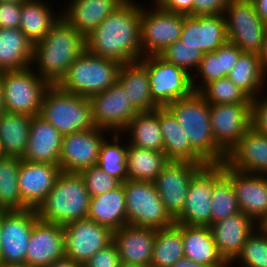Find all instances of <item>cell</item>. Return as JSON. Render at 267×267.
Masks as SVG:
<instances>
[{
    "instance_id": "obj_11",
    "label": "cell",
    "mask_w": 267,
    "mask_h": 267,
    "mask_svg": "<svg viewBox=\"0 0 267 267\" xmlns=\"http://www.w3.org/2000/svg\"><path fill=\"white\" fill-rule=\"evenodd\" d=\"M228 42L243 52L261 50L267 25L256 12L252 0H230L223 12Z\"/></svg>"
},
{
    "instance_id": "obj_29",
    "label": "cell",
    "mask_w": 267,
    "mask_h": 267,
    "mask_svg": "<svg viewBox=\"0 0 267 267\" xmlns=\"http://www.w3.org/2000/svg\"><path fill=\"white\" fill-rule=\"evenodd\" d=\"M242 53L238 46L230 42H226L214 52L204 53L196 74L192 76L194 91L199 92L211 81L227 77Z\"/></svg>"
},
{
    "instance_id": "obj_44",
    "label": "cell",
    "mask_w": 267,
    "mask_h": 267,
    "mask_svg": "<svg viewBox=\"0 0 267 267\" xmlns=\"http://www.w3.org/2000/svg\"><path fill=\"white\" fill-rule=\"evenodd\" d=\"M235 262H239L241 267H267V234L260 226L248 236L240 254L229 267L236 265Z\"/></svg>"
},
{
    "instance_id": "obj_39",
    "label": "cell",
    "mask_w": 267,
    "mask_h": 267,
    "mask_svg": "<svg viewBox=\"0 0 267 267\" xmlns=\"http://www.w3.org/2000/svg\"><path fill=\"white\" fill-rule=\"evenodd\" d=\"M184 257L183 225L175 223L157 229L153 244L151 267H171Z\"/></svg>"
},
{
    "instance_id": "obj_36",
    "label": "cell",
    "mask_w": 267,
    "mask_h": 267,
    "mask_svg": "<svg viewBox=\"0 0 267 267\" xmlns=\"http://www.w3.org/2000/svg\"><path fill=\"white\" fill-rule=\"evenodd\" d=\"M130 135L129 144L140 148L164 152L162 131L159 125L158 108L138 112L122 131Z\"/></svg>"
},
{
    "instance_id": "obj_57",
    "label": "cell",
    "mask_w": 267,
    "mask_h": 267,
    "mask_svg": "<svg viewBox=\"0 0 267 267\" xmlns=\"http://www.w3.org/2000/svg\"><path fill=\"white\" fill-rule=\"evenodd\" d=\"M0 267H38V266H32L28 265L27 263H21V264H1Z\"/></svg>"
},
{
    "instance_id": "obj_14",
    "label": "cell",
    "mask_w": 267,
    "mask_h": 267,
    "mask_svg": "<svg viewBox=\"0 0 267 267\" xmlns=\"http://www.w3.org/2000/svg\"><path fill=\"white\" fill-rule=\"evenodd\" d=\"M95 126L112 133H122L138 111L129 103L127 92L117 80L104 92L89 97Z\"/></svg>"
},
{
    "instance_id": "obj_54",
    "label": "cell",
    "mask_w": 267,
    "mask_h": 267,
    "mask_svg": "<svg viewBox=\"0 0 267 267\" xmlns=\"http://www.w3.org/2000/svg\"><path fill=\"white\" fill-rule=\"evenodd\" d=\"M82 264L75 262L74 260L64 257L62 259L54 261L47 267H81Z\"/></svg>"
},
{
    "instance_id": "obj_56",
    "label": "cell",
    "mask_w": 267,
    "mask_h": 267,
    "mask_svg": "<svg viewBox=\"0 0 267 267\" xmlns=\"http://www.w3.org/2000/svg\"><path fill=\"white\" fill-rule=\"evenodd\" d=\"M5 112L4 102H3V91H2V81L0 78V115Z\"/></svg>"
},
{
    "instance_id": "obj_4",
    "label": "cell",
    "mask_w": 267,
    "mask_h": 267,
    "mask_svg": "<svg viewBox=\"0 0 267 267\" xmlns=\"http://www.w3.org/2000/svg\"><path fill=\"white\" fill-rule=\"evenodd\" d=\"M90 195L80 173L61 171L54 187L35 209L42 221L65 225L85 219Z\"/></svg>"
},
{
    "instance_id": "obj_2",
    "label": "cell",
    "mask_w": 267,
    "mask_h": 267,
    "mask_svg": "<svg viewBox=\"0 0 267 267\" xmlns=\"http://www.w3.org/2000/svg\"><path fill=\"white\" fill-rule=\"evenodd\" d=\"M85 50L86 38L61 16L48 34L34 44L31 66H36L35 73L49 85H58Z\"/></svg>"
},
{
    "instance_id": "obj_55",
    "label": "cell",
    "mask_w": 267,
    "mask_h": 267,
    "mask_svg": "<svg viewBox=\"0 0 267 267\" xmlns=\"http://www.w3.org/2000/svg\"><path fill=\"white\" fill-rule=\"evenodd\" d=\"M171 267H206V266L194 262L186 257H182L178 261H176L175 264Z\"/></svg>"
},
{
    "instance_id": "obj_20",
    "label": "cell",
    "mask_w": 267,
    "mask_h": 267,
    "mask_svg": "<svg viewBox=\"0 0 267 267\" xmlns=\"http://www.w3.org/2000/svg\"><path fill=\"white\" fill-rule=\"evenodd\" d=\"M179 40L203 53L214 52L228 42L224 15L191 16L183 14V28Z\"/></svg>"
},
{
    "instance_id": "obj_6",
    "label": "cell",
    "mask_w": 267,
    "mask_h": 267,
    "mask_svg": "<svg viewBox=\"0 0 267 267\" xmlns=\"http://www.w3.org/2000/svg\"><path fill=\"white\" fill-rule=\"evenodd\" d=\"M120 63L85 50L70 66L58 86L66 92L90 97L117 81Z\"/></svg>"
},
{
    "instance_id": "obj_48",
    "label": "cell",
    "mask_w": 267,
    "mask_h": 267,
    "mask_svg": "<svg viewBox=\"0 0 267 267\" xmlns=\"http://www.w3.org/2000/svg\"><path fill=\"white\" fill-rule=\"evenodd\" d=\"M267 94V93H266ZM251 127L267 136V96L258 95L251 103Z\"/></svg>"
},
{
    "instance_id": "obj_40",
    "label": "cell",
    "mask_w": 267,
    "mask_h": 267,
    "mask_svg": "<svg viewBox=\"0 0 267 267\" xmlns=\"http://www.w3.org/2000/svg\"><path fill=\"white\" fill-rule=\"evenodd\" d=\"M20 158L0 155V211L25 210L18 186Z\"/></svg>"
},
{
    "instance_id": "obj_31",
    "label": "cell",
    "mask_w": 267,
    "mask_h": 267,
    "mask_svg": "<svg viewBox=\"0 0 267 267\" xmlns=\"http://www.w3.org/2000/svg\"><path fill=\"white\" fill-rule=\"evenodd\" d=\"M88 219L112 231L127 225L124 184L103 194L90 197Z\"/></svg>"
},
{
    "instance_id": "obj_5",
    "label": "cell",
    "mask_w": 267,
    "mask_h": 267,
    "mask_svg": "<svg viewBox=\"0 0 267 267\" xmlns=\"http://www.w3.org/2000/svg\"><path fill=\"white\" fill-rule=\"evenodd\" d=\"M40 116L62 136L96 127L89 98L63 91L58 85L46 89Z\"/></svg>"
},
{
    "instance_id": "obj_42",
    "label": "cell",
    "mask_w": 267,
    "mask_h": 267,
    "mask_svg": "<svg viewBox=\"0 0 267 267\" xmlns=\"http://www.w3.org/2000/svg\"><path fill=\"white\" fill-rule=\"evenodd\" d=\"M210 105L252 103V99L228 77L206 84L198 92Z\"/></svg>"
},
{
    "instance_id": "obj_27",
    "label": "cell",
    "mask_w": 267,
    "mask_h": 267,
    "mask_svg": "<svg viewBox=\"0 0 267 267\" xmlns=\"http://www.w3.org/2000/svg\"><path fill=\"white\" fill-rule=\"evenodd\" d=\"M125 0H70L62 16L85 38Z\"/></svg>"
},
{
    "instance_id": "obj_35",
    "label": "cell",
    "mask_w": 267,
    "mask_h": 267,
    "mask_svg": "<svg viewBox=\"0 0 267 267\" xmlns=\"http://www.w3.org/2000/svg\"><path fill=\"white\" fill-rule=\"evenodd\" d=\"M32 116L4 112L0 115V155L22 158L25 154Z\"/></svg>"
},
{
    "instance_id": "obj_49",
    "label": "cell",
    "mask_w": 267,
    "mask_h": 267,
    "mask_svg": "<svg viewBox=\"0 0 267 267\" xmlns=\"http://www.w3.org/2000/svg\"><path fill=\"white\" fill-rule=\"evenodd\" d=\"M21 3L0 2V28H19Z\"/></svg>"
},
{
    "instance_id": "obj_52",
    "label": "cell",
    "mask_w": 267,
    "mask_h": 267,
    "mask_svg": "<svg viewBox=\"0 0 267 267\" xmlns=\"http://www.w3.org/2000/svg\"><path fill=\"white\" fill-rule=\"evenodd\" d=\"M252 2L255 5L256 12L267 25V0H252Z\"/></svg>"
},
{
    "instance_id": "obj_23",
    "label": "cell",
    "mask_w": 267,
    "mask_h": 267,
    "mask_svg": "<svg viewBox=\"0 0 267 267\" xmlns=\"http://www.w3.org/2000/svg\"><path fill=\"white\" fill-rule=\"evenodd\" d=\"M59 164L30 162L20 158L18 186L22 201L36 209L54 187L60 174Z\"/></svg>"
},
{
    "instance_id": "obj_17",
    "label": "cell",
    "mask_w": 267,
    "mask_h": 267,
    "mask_svg": "<svg viewBox=\"0 0 267 267\" xmlns=\"http://www.w3.org/2000/svg\"><path fill=\"white\" fill-rule=\"evenodd\" d=\"M106 130L98 127L64 135L62 138L59 167L64 172L79 173L97 165L102 142L107 138Z\"/></svg>"
},
{
    "instance_id": "obj_53",
    "label": "cell",
    "mask_w": 267,
    "mask_h": 267,
    "mask_svg": "<svg viewBox=\"0 0 267 267\" xmlns=\"http://www.w3.org/2000/svg\"><path fill=\"white\" fill-rule=\"evenodd\" d=\"M258 57L260 58L263 69L267 73V30L264 35L261 50L258 52Z\"/></svg>"
},
{
    "instance_id": "obj_7",
    "label": "cell",
    "mask_w": 267,
    "mask_h": 267,
    "mask_svg": "<svg viewBox=\"0 0 267 267\" xmlns=\"http://www.w3.org/2000/svg\"><path fill=\"white\" fill-rule=\"evenodd\" d=\"M3 102L8 113L40 115L43 95L50 86L31 66L0 72Z\"/></svg>"
},
{
    "instance_id": "obj_38",
    "label": "cell",
    "mask_w": 267,
    "mask_h": 267,
    "mask_svg": "<svg viewBox=\"0 0 267 267\" xmlns=\"http://www.w3.org/2000/svg\"><path fill=\"white\" fill-rule=\"evenodd\" d=\"M227 77L251 99L256 98L267 81L258 53L243 52Z\"/></svg>"
},
{
    "instance_id": "obj_30",
    "label": "cell",
    "mask_w": 267,
    "mask_h": 267,
    "mask_svg": "<svg viewBox=\"0 0 267 267\" xmlns=\"http://www.w3.org/2000/svg\"><path fill=\"white\" fill-rule=\"evenodd\" d=\"M117 80L138 112L154 111L159 107L151 97L147 67L140 60L120 65Z\"/></svg>"
},
{
    "instance_id": "obj_32",
    "label": "cell",
    "mask_w": 267,
    "mask_h": 267,
    "mask_svg": "<svg viewBox=\"0 0 267 267\" xmlns=\"http://www.w3.org/2000/svg\"><path fill=\"white\" fill-rule=\"evenodd\" d=\"M34 44L19 28H0V72L31 67Z\"/></svg>"
},
{
    "instance_id": "obj_9",
    "label": "cell",
    "mask_w": 267,
    "mask_h": 267,
    "mask_svg": "<svg viewBox=\"0 0 267 267\" xmlns=\"http://www.w3.org/2000/svg\"><path fill=\"white\" fill-rule=\"evenodd\" d=\"M224 176L223 163L202 166L189 182L182 213L175 223L186 226L211 225V199L214 185Z\"/></svg>"
},
{
    "instance_id": "obj_18",
    "label": "cell",
    "mask_w": 267,
    "mask_h": 267,
    "mask_svg": "<svg viewBox=\"0 0 267 267\" xmlns=\"http://www.w3.org/2000/svg\"><path fill=\"white\" fill-rule=\"evenodd\" d=\"M251 118V103L210 105L212 133L226 154L251 127Z\"/></svg>"
},
{
    "instance_id": "obj_45",
    "label": "cell",
    "mask_w": 267,
    "mask_h": 267,
    "mask_svg": "<svg viewBox=\"0 0 267 267\" xmlns=\"http://www.w3.org/2000/svg\"><path fill=\"white\" fill-rule=\"evenodd\" d=\"M159 55L167 62L173 63L193 76L194 71L196 72L200 65L204 53L201 50L187 46L181 40H178L168 46Z\"/></svg>"
},
{
    "instance_id": "obj_59",
    "label": "cell",
    "mask_w": 267,
    "mask_h": 267,
    "mask_svg": "<svg viewBox=\"0 0 267 267\" xmlns=\"http://www.w3.org/2000/svg\"><path fill=\"white\" fill-rule=\"evenodd\" d=\"M26 0H0V2H14V3H23Z\"/></svg>"
},
{
    "instance_id": "obj_25",
    "label": "cell",
    "mask_w": 267,
    "mask_h": 267,
    "mask_svg": "<svg viewBox=\"0 0 267 267\" xmlns=\"http://www.w3.org/2000/svg\"><path fill=\"white\" fill-rule=\"evenodd\" d=\"M224 164L240 172L267 175V136L250 127L226 154Z\"/></svg>"
},
{
    "instance_id": "obj_22",
    "label": "cell",
    "mask_w": 267,
    "mask_h": 267,
    "mask_svg": "<svg viewBox=\"0 0 267 267\" xmlns=\"http://www.w3.org/2000/svg\"><path fill=\"white\" fill-rule=\"evenodd\" d=\"M157 229L151 227L124 225L113 231L120 263L137 267H151L153 244Z\"/></svg>"
},
{
    "instance_id": "obj_33",
    "label": "cell",
    "mask_w": 267,
    "mask_h": 267,
    "mask_svg": "<svg viewBox=\"0 0 267 267\" xmlns=\"http://www.w3.org/2000/svg\"><path fill=\"white\" fill-rule=\"evenodd\" d=\"M184 257L206 267H229L217 251L210 228L183 225Z\"/></svg>"
},
{
    "instance_id": "obj_26",
    "label": "cell",
    "mask_w": 267,
    "mask_h": 267,
    "mask_svg": "<svg viewBox=\"0 0 267 267\" xmlns=\"http://www.w3.org/2000/svg\"><path fill=\"white\" fill-rule=\"evenodd\" d=\"M63 136L40 115L32 116L23 160L59 164Z\"/></svg>"
},
{
    "instance_id": "obj_43",
    "label": "cell",
    "mask_w": 267,
    "mask_h": 267,
    "mask_svg": "<svg viewBox=\"0 0 267 267\" xmlns=\"http://www.w3.org/2000/svg\"><path fill=\"white\" fill-rule=\"evenodd\" d=\"M210 202L211 224L241 212L232 183L225 175L214 185Z\"/></svg>"
},
{
    "instance_id": "obj_50",
    "label": "cell",
    "mask_w": 267,
    "mask_h": 267,
    "mask_svg": "<svg viewBox=\"0 0 267 267\" xmlns=\"http://www.w3.org/2000/svg\"><path fill=\"white\" fill-rule=\"evenodd\" d=\"M230 0H194L193 16L223 14Z\"/></svg>"
},
{
    "instance_id": "obj_15",
    "label": "cell",
    "mask_w": 267,
    "mask_h": 267,
    "mask_svg": "<svg viewBox=\"0 0 267 267\" xmlns=\"http://www.w3.org/2000/svg\"><path fill=\"white\" fill-rule=\"evenodd\" d=\"M65 257L84 265L97 251L113 242V231L85 218L63 225Z\"/></svg>"
},
{
    "instance_id": "obj_41",
    "label": "cell",
    "mask_w": 267,
    "mask_h": 267,
    "mask_svg": "<svg viewBox=\"0 0 267 267\" xmlns=\"http://www.w3.org/2000/svg\"><path fill=\"white\" fill-rule=\"evenodd\" d=\"M109 135H112V140L107 138L102 142L97 165L108 175L123 183L127 180V144L121 145L122 134Z\"/></svg>"
},
{
    "instance_id": "obj_19",
    "label": "cell",
    "mask_w": 267,
    "mask_h": 267,
    "mask_svg": "<svg viewBox=\"0 0 267 267\" xmlns=\"http://www.w3.org/2000/svg\"><path fill=\"white\" fill-rule=\"evenodd\" d=\"M223 169L232 183L240 211L260 225L267 217V175L240 172L224 163Z\"/></svg>"
},
{
    "instance_id": "obj_51",
    "label": "cell",
    "mask_w": 267,
    "mask_h": 267,
    "mask_svg": "<svg viewBox=\"0 0 267 267\" xmlns=\"http://www.w3.org/2000/svg\"><path fill=\"white\" fill-rule=\"evenodd\" d=\"M153 1L165 11L193 16L194 0H153Z\"/></svg>"
},
{
    "instance_id": "obj_10",
    "label": "cell",
    "mask_w": 267,
    "mask_h": 267,
    "mask_svg": "<svg viewBox=\"0 0 267 267\" xmlns=\"http://www.w3.org/2000/svg\"><path fill=\"white\" fill-rule=\"evenodd\" d=\"M140 61L147 67L151 97L159 107H166L195 92L192 76L160 55L145 56Z\"/></svg>"
},
{
    "instance_id": "obj_3",
    "label": "cell",
    "mask_w": 267,
    "mask_h": 267,
    "mask_svg": "<svg viewBox=\"0 0 267 267\" xmlns=\"http://www.w3.org/2000/svg\"><path fill=\"white\" fill-rule=\"evenodd\" d=\"M187 133L191 147L207 163H224L226 153L216 144L210 120V104L198 93L166 106Z\"/></svg>"
},
{
    "instance_id": "obj_24",
    "label": "cell",
    "mask_w": 267,
    "mask_h": 267,
    "mask_svg": "<svg viewBox=\"0 0 267 267\" xmlns=\"http://www.w3.org/2000/svg\"><path fill=\"white\" fill-rule=\"evenodd\" d=\"M258 226L243 212L230 215L209 226L217 251L228 265L240 254L248 236Z\"/></svg>"
},
{
    "instance_id": "obj_21",
    "label": "cell",
    "mask_w": 267,
    "mask_h": 267,
    "mask_svg": "<svg viewBox=\"0 0 267 267\" xmlns=\"http://www.w3.org/2000/svg\"><path fill=\"white\" fill-rule=\"evenodd\" d=\"M65 257L63 225L38 219L32 228L25 263L47 267Z\"/></svg>"
},
{
    "instance_id": "obj_46",
    "label": "cell",
    "mask_w": 267,
    "mask_h": 267,
    "mask_svg": "<svg viewBox=\"0 0 267 267\" xmlns=\"http://www.w3.org/2000/svg\"><path fill=\"white\" fill-rule=\"evenodd\" d=\"M84 180L90 197L111 191L121 183L104 172L98 165H93L79 172Z\"/></svg>"
},
{
    "instance_id": "obj_47",
    "label": "cell",
    "mask_w": 267,
    "mask_h": 267,
    "mask_svg": "<svg viewBox=\"0 0 267 267\" xmlns=\"http://www.w3.org/2000/svg\"><path fill=\"white\" fill-rule=\"evenodd\" d=\"M86 267H120V257L114 242L97 251L85 264Z\"/></svg>"
},
{
    "instance_id": "obj_12",
    "label": "cell",
    "mask_w": 267,
    "mask_h": 267,
    "mask_svg": "<svg viewBox=\"0 0 267 267\" xmlns=\"http://www.w3.org/2000/svg\"><path fill=\"white\" fill-rule=\"evenodd\" d=\"M142 7L140 12V47L142 58L159 55L178 41L183 28V14L172 13L154 6Z\"/></svg>"
},
{
    "instance_id": "obj_28",
    "label": "cell",
    "mask_w": 267,
    "mask_h": 267,
    "mask_svg": "<svg viewBox=\"0 0 267 267\" xmlns=\"http://www.w3.org/2000/svg\"><path fill=\"white\" fill-rule=\"evenodd\" d=\"M164 153L169 161H189L208 164L190 145L187 133L167 107H158Z\"/></svg>"
},
{
    "instance_id": "obj_13",
    "label": "cell",
    "mask_w": 267,
    "mask_h": 267,
    "mask_svg": "<svg viewBox=\"0 0 267 267\" xmlns=\"http://www.w3.org/2000/svg\"><path fill=\"white\" fill-rule=\"evenodd\" d=\"M38 219L32 208L0 211L1 264L25 263L32 228Z\"/></svg>"
},
{
    "instance_id": "obj_34",
    "label": "cell",
    "mask_w": 267,
    "mask_h": 267,
    "mask_svg": "<svg viewBox=\"0 0 267 267\" xmlns=\"http://www.w3.org/2000/svg\"><path fill=\"white\" fill-rule=\"evenodd\" d=\"M48 3L42 0H26L21 3L19 29L33 44L41 41L62 16L61 12L54 14L55 11Z\"/></svg>"
},
{
    "instance_id": "obj_1",
    "label": "cell",
    "mask_w": 267,
    "mask_h": 267,
    "mask_svg": "<svg viewBox=\"0 0 267 267\" xmlns=\"http://www.w3.org/2000/svg\"><path fill=\"white\" fill-rule=\"evenodd\" d=\"M125 0L86 37V50L126 64L142 58L140 47L141 4Z\"/></svg>"
},
{
    "instance_id": "obj_60",
    "label": "cell",
    "mask_w": 267,
    "mask_h": 267,
    "mask_svg": "<svg viewBox=\"0 0 267 267\" xmlns=\"http://www.w3.org/2000/svg\"><path fill=\"white\" fill-rule=\"evenodd\" d=\"M120 267H135V266H130V265H124V264H121ZM137 267V266H136Z\"/></svg>"
},
{
    "instance_id": "obj_58",
    "label": "cell",
    "mask_w": 267,
    "mask_h": 267,
    "mask_svg": "<svg viewBox=\"0 0 267 267\" xmlns=\"http://www.w3.org/2000/svg\"><path fill=\"white\" fill-rule=\"evenodd\" d=\"M263 230H267V217L263 220V222L259 225Z\"/></svg>"
},
{
    "instance_id": "obj_8",
    "label": "cell",
    "mask_w": 267,
    "mask_h": 267,
    "mask_svg": "<svg viewBox=\"0 0 267 267\" xmlns=\"http://www.w3.org/2000/svg\"><path fill=\"white\" fill-rule=\"evenodd\" d=\"M127 224L161 229L175 224L166 211L154 182H123Z\"/></svg>"
},
{
    "instance_id": "obj_37",
    "label": "cell",
    "mask_w": 267,
    "mask_h": 267,
    "mask_svg": "<svg viewBox=\"0 0 267 267\" xmlns=\"http://www.w3.org/2000/svg\"><path fill=\"white\" fill-rule=\"evenodd\" d=\"M127 180L154 182L169 162L164 152L140 148L127 143Z\"/></svg>"
},
{
    "instance_id": "obj_16",
    "label": "cell",
    "mask_w": 267,
    "mask_h": 267,
    "mask_svg": "<svg viewBox=\"0 0 267 267\" xmlns=\"http://www.w3.org/2000/svg\"><path fill=\"white\" fill-rule=\"evenodd\" d=\"M204 165L206 164L189 161H169L154 180L159 197L174 220L184 208L189 182Z\"/></svg>"
}]
</instances>
